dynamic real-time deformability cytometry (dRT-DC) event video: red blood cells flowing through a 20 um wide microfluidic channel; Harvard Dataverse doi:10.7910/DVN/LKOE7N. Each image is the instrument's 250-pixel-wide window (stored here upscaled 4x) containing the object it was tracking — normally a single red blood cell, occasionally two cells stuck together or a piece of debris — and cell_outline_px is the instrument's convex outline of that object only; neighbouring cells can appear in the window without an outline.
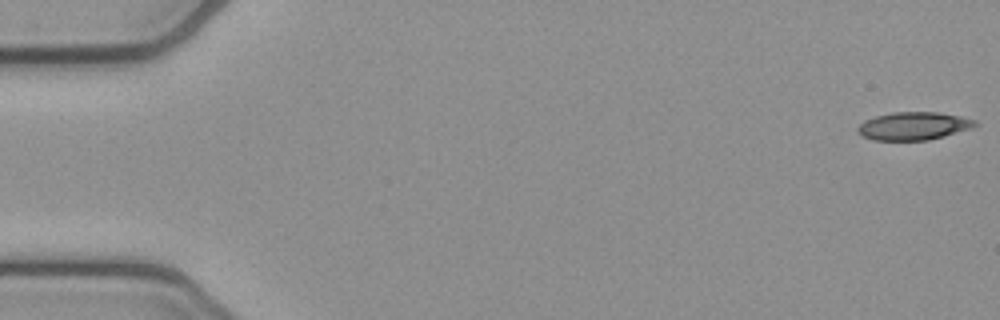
{"species": "common noctule bat (a hibernating species)", "species_latin": "Nyctalus noctula", "temperature_condition": "cold", "stored_images_in_passage": 53, "camera_frame_rate_fps": 3000, "um_per_image_px": 0.085, "animal": {"sex": "female", "body_mass_g": 21.9}, "frame": {"image": 1, "passage_image": 1, "time_ms": 0.0, "image_size_px": [1000, 320], "cell_outline_px": [[980, 124], [972, 128], [944, 136], [928, 140], [872, 140], [856, 132], [856, 128], [864, 120], [876, 116], [892, 112], [936, 112], [960, 116], [976, 120]], "centroid_in_image_um": [77.66, 10.71], "position_along_channel_um": 7.3, "area_um2": 19.19}}
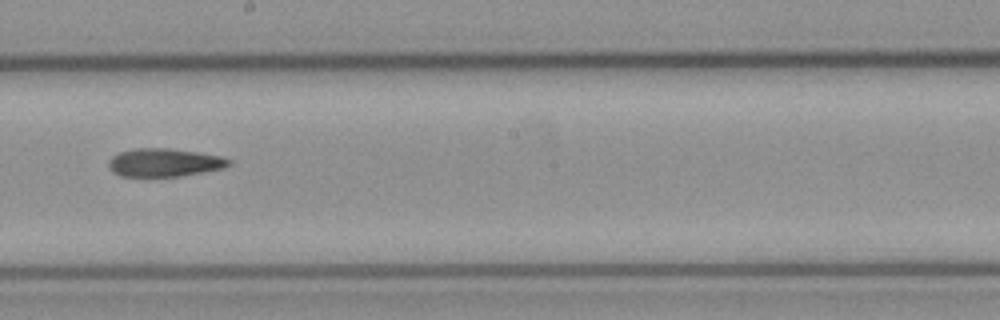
{"frame": {"image": 2, "passage_image": 30, "time_ms": 9.667, "image_size_px": [1000, 320], "cell_outline_px": [[232, 164], [224, 168], [204, 172], [180, 176], [120, 176], [112, 172], [108, 168], [108, 160], [112, 156], [120, 152], [136, 148], [168, 148], [224, 156], [232, 160]], "centroid_in_image_um": [13.98, 13.81], "position_along_channel_um": 234.2, "area_um2": 19.94}}
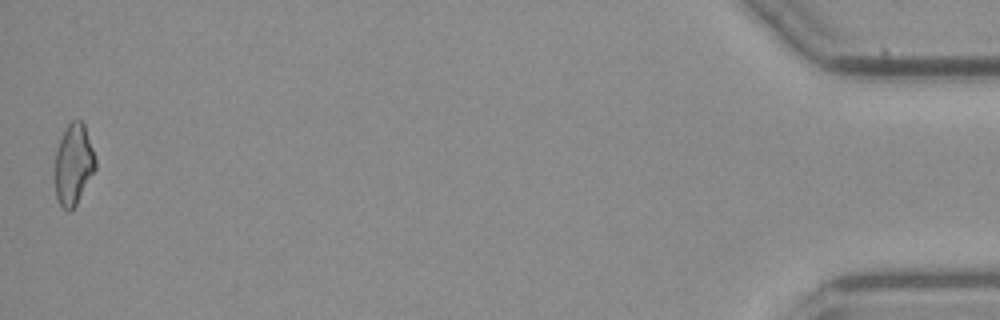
{"frame": {"image": 3, "passage_image": 53, "time_ms": 17.333, "image_size_px": [1000, 320], "cell_outline_px": [[96, 168], [76, 204], [68, 212], [60, 204], [56, 196], [52, 176], [56, 148], [68, 124], [72, 120], [84, 120], [96, 160]], "centroid_in_image_um": [6.21, 13.96], "position_along_channel_um": 429.0, "area_um2": 19.54}}